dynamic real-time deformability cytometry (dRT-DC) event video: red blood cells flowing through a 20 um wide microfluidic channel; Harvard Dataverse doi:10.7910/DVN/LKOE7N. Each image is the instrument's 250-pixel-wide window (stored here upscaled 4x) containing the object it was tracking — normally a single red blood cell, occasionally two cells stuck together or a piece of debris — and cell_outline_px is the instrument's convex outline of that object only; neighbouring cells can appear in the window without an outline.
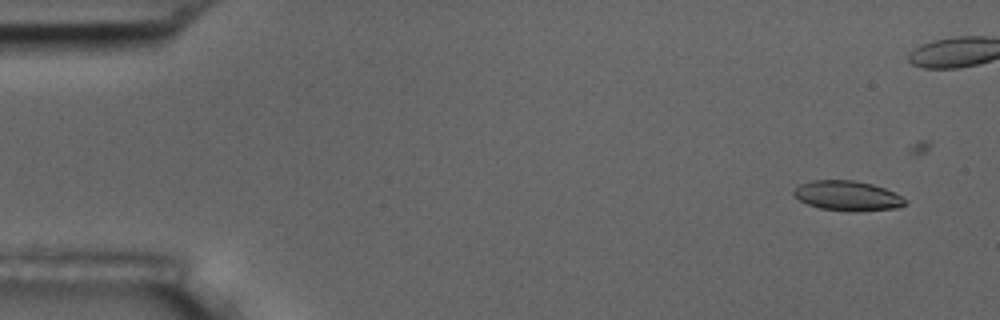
{"species": "common noctule bat (a hibernating species)", "species_latin": "Nyctalus noctula", "temperature_condition": "room temperature", "stored_images_in_passage": 20, "camera_frame_rate_fps": 3000, "um_per_image_px": 0.085, "animal": {"sex": "male", "body_mass_g": 17.5, "forearm_length_mm": 52.3}, "frame": {"image": 1, "passage_image": 4, "time_ms": 1.0, "image_size_px": [1000, 320], "cell_outline_px": [[908, 200], [904, 204], [896, 208], [856, 212], [852, 212], [820, 208], [808, 204], [800, 200], [792, 192], [800, 184], [812, 180], [856, 180], [872, 184], [884, 188]], "centroid_in_image_um": [72.03, 16.64], "position_along_channel_um": 13.0, "area_um2": 19.31}}